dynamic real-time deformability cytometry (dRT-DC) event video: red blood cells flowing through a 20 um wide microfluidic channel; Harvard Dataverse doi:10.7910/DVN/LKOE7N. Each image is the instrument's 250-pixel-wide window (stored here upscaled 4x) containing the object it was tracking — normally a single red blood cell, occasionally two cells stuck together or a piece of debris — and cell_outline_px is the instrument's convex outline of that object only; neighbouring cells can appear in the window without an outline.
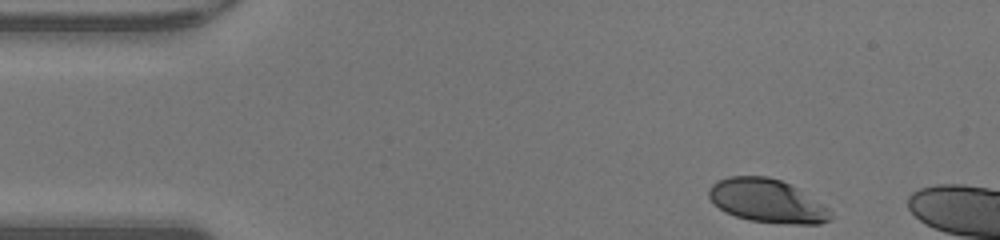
{"species": "human", "species_latin": "Homo sapiens", "temperature_condition": "warm", "stored_images_in_passage": 10, "camera_frame_rate_fps": 3000, "um_per_image_px": 0.085, "donor": {"sex": "male"}, "frame": {"image": 1, "passage_image": 1, "time_ms": 0.0, "image_size_px": [1000, 240], "cell_outline_px": [[832, 216], [828, 220], [820, 224], [792, 224], [748, 220], [724, 212], [708, 196], [708, 188], [716, 180], [728, 176], [768, 176], [792, 184], [800, 188], [824, 204], [828, 208]], "centroid_in_image_um": [65.21, 17.06], "position_along_channel_um": 19.8, "area_um2": 31.1}}